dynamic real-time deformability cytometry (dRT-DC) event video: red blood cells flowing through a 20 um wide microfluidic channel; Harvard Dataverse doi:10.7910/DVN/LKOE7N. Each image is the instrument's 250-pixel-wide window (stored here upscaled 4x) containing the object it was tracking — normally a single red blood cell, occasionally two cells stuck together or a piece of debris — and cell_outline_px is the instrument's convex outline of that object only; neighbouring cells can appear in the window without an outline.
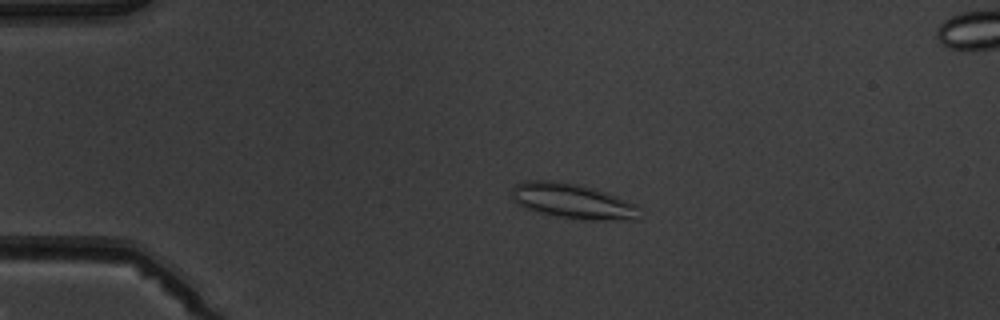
{"species": "common noctule bat (a hibernating species)", "species_latin": "Nyctalus noctula", "temperature_condition": "warm", "stored_images_in_passage": 5, "camera_frame_rate_fps": 3000, "um_per_image_px": 0.085, "animal": {"sex": "male", "body_mass_g": 19.5, "forearm_length_mm": 54.6}, "frame": {"image": 1, "passage_image": 3, "time_ms": 2.333, "image_size_px": [1000, 320], "cell_outline_px": [[640, 208], [636, 220], [584, 220], [560, 216], [540, 212], [528, 208], [512, 200], [512, 188], [516, 184], [524, 180], [548, 180], [576, 184], [592, 188], [616, 196], [636, 204]], "centroid_in_image_um": [48.69, 17.09], "position_along_channel_um": 36.3, "area_um2": 25.78}}